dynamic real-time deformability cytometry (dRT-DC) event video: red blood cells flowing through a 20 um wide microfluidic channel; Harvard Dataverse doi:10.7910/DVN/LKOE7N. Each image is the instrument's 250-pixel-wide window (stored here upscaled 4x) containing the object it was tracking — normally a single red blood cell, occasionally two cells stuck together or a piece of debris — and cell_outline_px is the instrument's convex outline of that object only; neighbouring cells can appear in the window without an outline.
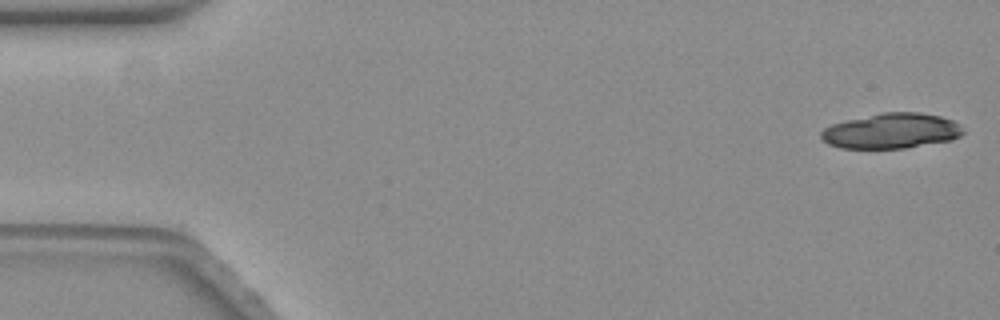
{"species": "common noctule bat (a hibernating species)", "species_latin": "Nyctalus noctula", "temperature_condition": "warm", "stored_images_in_passage": 2, "camera_frame_rate_fps": 3000, "um_per_image_px": 0.085, "animal": {"sex": "female", "body_mass_g": 19.3, "forearm_length_mm": 54.1}, "frame": {"image": 1, "passage_image": 1, "time_ms": 0.0, "image_size_px": [1000, 320], "cell_outline_px": [[964, 132], [960, 136], [952, 140], [904, 148], [840, 148], [828, 144], [820, 136], [820, 132], [824, 128], [832, 124], [880, 112], [920, 112], [940, 116], [952, 120]], "centroid_in_image_um": [75.74, 11.13], "position_along_channel_um": 9.3, "area_um2": 29.02}}